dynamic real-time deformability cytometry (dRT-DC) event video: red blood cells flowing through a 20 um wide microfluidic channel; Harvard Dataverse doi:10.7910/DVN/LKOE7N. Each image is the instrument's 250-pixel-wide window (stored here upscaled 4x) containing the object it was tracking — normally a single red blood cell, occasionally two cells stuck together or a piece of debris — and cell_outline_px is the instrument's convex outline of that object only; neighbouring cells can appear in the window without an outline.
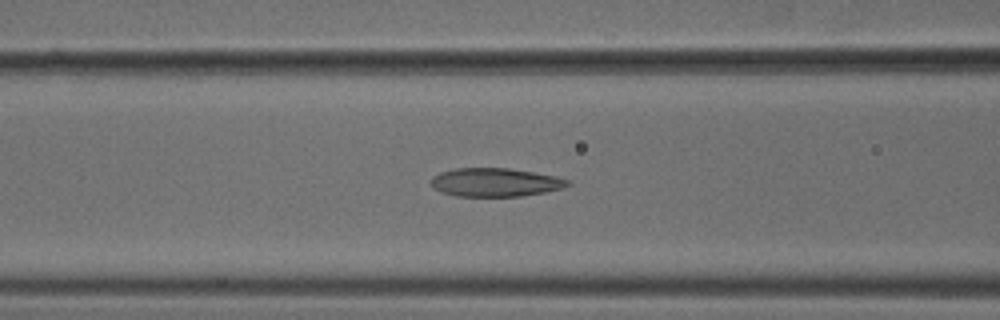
{"species": "common noctule bat (a hibernating species)", "species_latin": "Nyctalus noctula", "temperature_condition": "cold", "stored_images_in_passage": 44, "camera_frame_rate_fps": 3000, "um_per_image_px": 0.085, "animal": {"sex": "male", "body_mass_g": 18.8}, "frame": {"image": 1, "passage_image": 22, "time_ms": 7.0, "image_size_px": [1000, 320], "cell_outline_px": [[572, 184], [560, 188], [544, 192], [520, 196], [456, 196], [440, 192], [432, 184], [432, 176], [440, 172], [456, 168], [508, 168], [556, 176], [572, 180]], "centroid_in_image_um": [42.11, 15.49], "position_along_channel_um": 124.5, "area_um2": 22.6}}
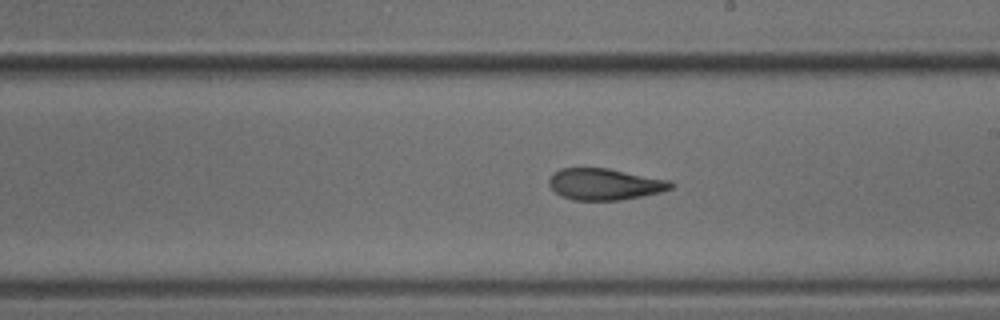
{"frame": {"image": 2, "passage_image": 31, "time_ms": 10.0, "image_size_px": [1000, 320], "cell_outline_px": [[676, 184], [672, 188], [660, 192], [620, 200], [572, 200], [560, 196], [548, 184], [548, 180], [560, 168], [608, 168], [672, 180]], "centroid_in_image_um": [51.44, 15.65], "position_along_channel_um": 237.6, "area_um2": 22.43}}
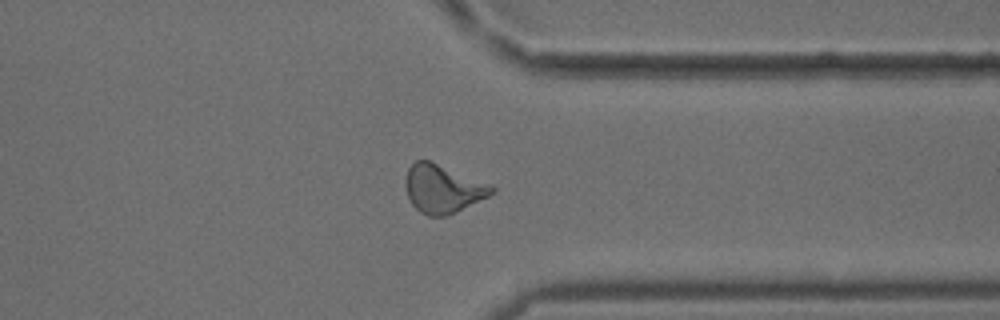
{"frame": {"image": 3, "passage_image": 42, "time_ms": 13.667, "image_size_px": [1000, 320], "cell_outline_px": [[496, 192], [488, 196], [444, 216], [428, 216], [420, 212], [412, 204], [408, 196], [404, 184], [404, 180], [408, 168], [416, 160], [428, 160], [488, 184], [496, 188]], "centroid_in_image_um": [37.58, 16.04], "position_along_channel_um": 373.8, "area_um2": 23.64}}